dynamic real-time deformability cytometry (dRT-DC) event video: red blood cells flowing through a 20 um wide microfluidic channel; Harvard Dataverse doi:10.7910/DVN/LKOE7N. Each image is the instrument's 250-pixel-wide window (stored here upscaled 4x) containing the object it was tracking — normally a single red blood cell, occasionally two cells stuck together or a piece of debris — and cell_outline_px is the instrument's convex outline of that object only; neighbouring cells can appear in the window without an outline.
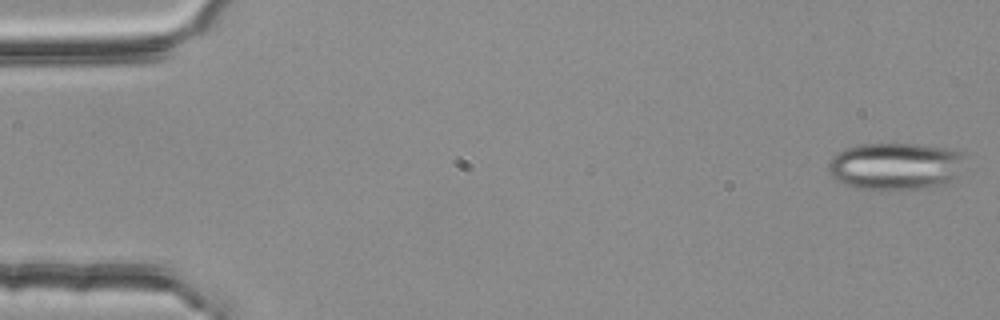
{"species": "common noctule bat (a hibernating species)", "species_latin": "Nyctalus noctula", "temperature_condition": "room temperature", "stored_images_in_passage": 4, "camera_frame_rate_fps": 3000, "um_per_image_px": 0.085, "animal": {"sex": "female", "body_mass_g": 25.1}, "frame": {"image": 1, "passage_image": 1, "time_ms": 0.0, "image_size_px": [1000, 320], "cell_outline_px": [[964, 156], [956, 184], [940, 188], [856, 188], [844, 184], [836, 180], [828, 172], [828, 164], [832, 156], [836, 152], [844, 148], [860, 144], [924, 144], [956, 148], [964, 152]], "centroid_in_image_um": [76.22, 14.11], "position_along_channel_um": 8.8, "area_um2": 38.61}}